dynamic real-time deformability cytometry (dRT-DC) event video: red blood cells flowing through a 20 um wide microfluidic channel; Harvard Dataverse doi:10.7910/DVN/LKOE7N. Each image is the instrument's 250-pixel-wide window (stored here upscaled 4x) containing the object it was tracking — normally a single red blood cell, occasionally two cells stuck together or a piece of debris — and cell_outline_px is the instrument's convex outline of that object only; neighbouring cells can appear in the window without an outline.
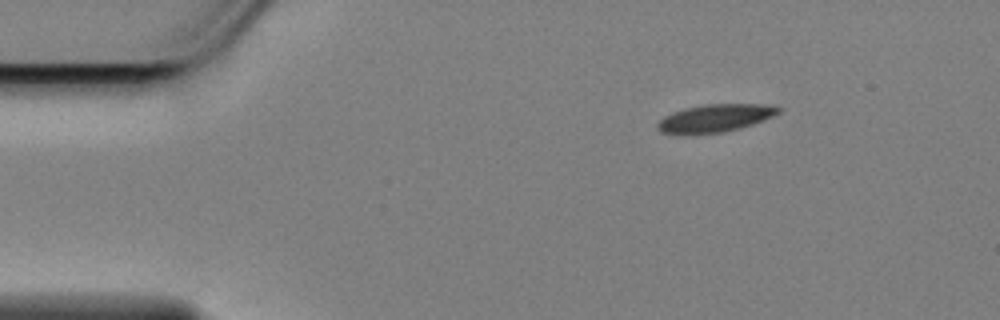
{"species": "Egyptian fruit bat (a non-hibernating species)", "species_latin": "Rousettus aegyptiacus", "temperature_condition": "cold", "stored_images_in_passage": 51, "camera_frame_rate_fps": 3000, "um_per_image_px": 0.085, "animal": {"sex": "female"}, "frame": {"image": 1, "passage_image": 1, "time_ms": 0.0, "image_size_px": [1000, 320], "cell_outline_px": [[780, 112], [764, 120], [740, 128], [724, 132], [684, 136], [660, 132], [656, 128], [656, 124], [664, 116], [672, 112], [684, 108], [704, 104], [764, 104], [780, 108]], "centroid_in_image_um": [60.69, 10.07], "position_along_channel_um": 24.3, "area_um2": 19.94}}
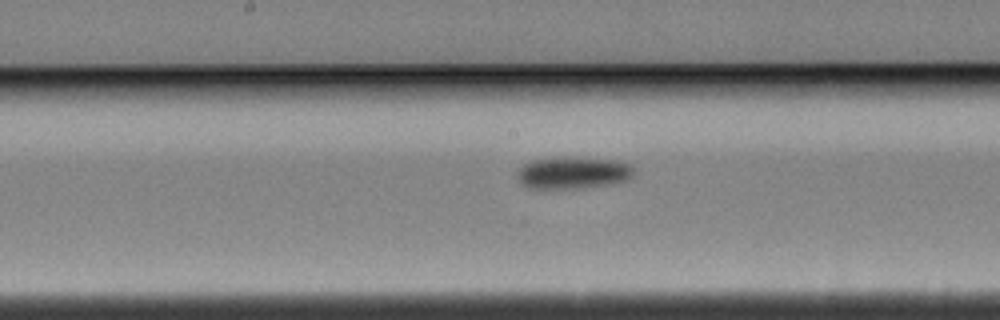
{"frame": {"image": 2, "passage_image": 22, "time_ms": 7.0, "image_size_px": [1000, 320], "cell_outline_px": [[636, 172], [628, 180], [608, 184], [584, 188], [528, 188], [520, 184], [516, 176], [520, 168], [524, 164], [532, 160], [564, 156], [616, 160], [632, 164]], "centroid_in_image_um": [48.72, 14.67], "position_along_channel_um": 199.5, "area_um2": 22.14}}
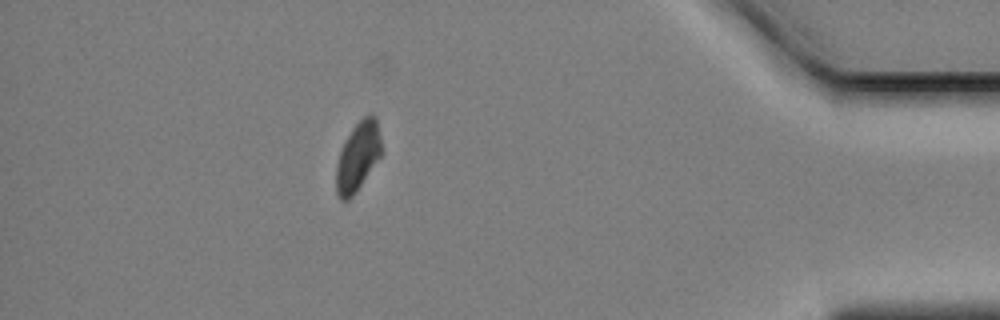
{"frame": {"image": 3, "passage_image": 44, "time_ms": 14.333, "image_size_px": [1000, 320], "cell_outline_px": [[380, 156], [352, 196], [348, 200], [340, 200], [336, 192], [336, 164], [340, 152], [352, 128], [368, 112], [376, 116], [380, 136]], "centroid_in_image_um": [30.4, 13.28], "position_along_channel_um": 404.8, "area_um2": 17.74}, "authors_computed_cell_mechanics": {"area_um2": 20.519, "velocity_mm_per_s": 3.4349, "shape_relaxation_time_tau1_ms": 4.2892, "shape_relaxation_time_tau2_ms": null, "deformation_change_tau1": 0.1025, "deformation_change_tau2": null}}